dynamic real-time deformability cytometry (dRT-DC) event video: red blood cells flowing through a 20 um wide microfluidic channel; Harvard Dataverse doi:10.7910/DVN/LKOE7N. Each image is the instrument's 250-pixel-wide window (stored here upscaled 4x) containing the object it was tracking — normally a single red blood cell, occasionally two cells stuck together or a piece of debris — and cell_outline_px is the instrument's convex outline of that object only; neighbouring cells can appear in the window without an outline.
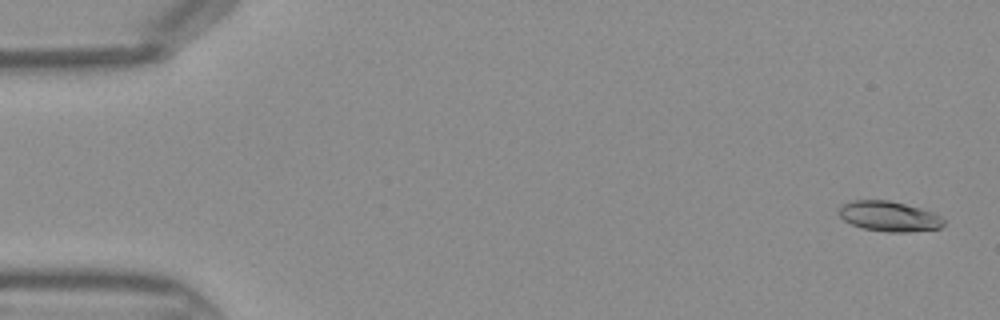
{"species": "Egyptian fruit bat (a non-hibernating species)", "species_latin": "Rousettus aegyptiacus", "temperature_condition": "warm", "stored_images_in_passage": 46, "segment_of_instrument_passage": [1, 2], "camera_frame_rate_fps": 3000, "um_per_image_px": 0.085, "frame": {"image": 1, "passage_image": 2, "time_ms": 0.333, "image_size_px": [1000, 320], "cell_outline_px": [[944, 224], [940, 228], [908, 232], [888, 232], [864, 228], [852, 224], [844, 220], [840, 216], [840, 204], [852, 200], [888, 200], [920, 208], [932, 212], [940, 216], [944, 220]], "centroid_in_image_um": [75.57, 18.38], "position_along_channel_um": 9.4, "area_um2": 18.26}}
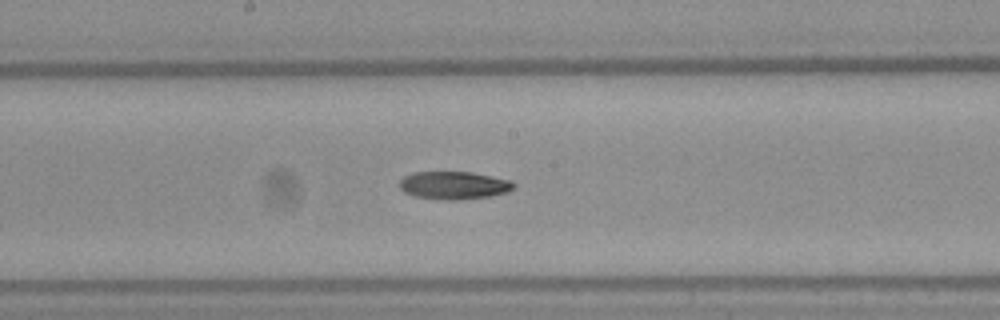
{"frame": {"image": 2, "passage_image": 24, "time_ms": 7.667, "image_size_px": [1000, 320], "cell_outline_px": [[516, 184], [508, 192], [492, 196], [456, 200], [444, 200], [416, 196], [404, 192], [400, 188], [400, 180], [404, 176], [416, 172], [472, 172], [512, 180]], "centroid_in_image_um": [38.61, 15.75], "position_along_channel_um": 209.6, "area_um2": 18.55}}
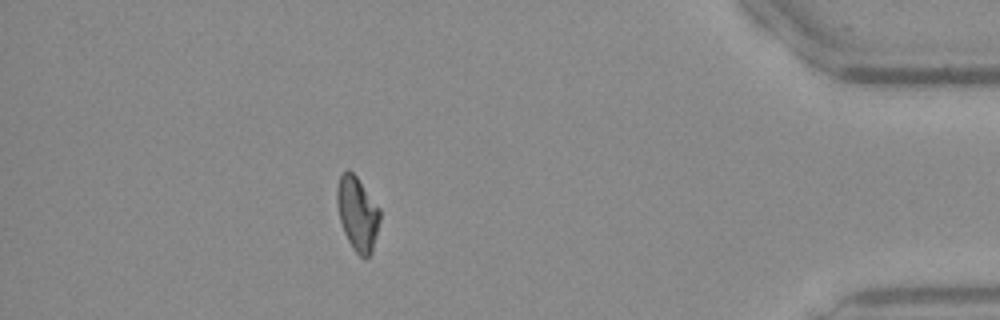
{"frame": {"image": 3, "passage_image": 40, "time_ms": 13.0, "image_size_px": [1000, 320], "cell_outline_px": [[380, 220], [372, 252], [368, 256], [360, 256], [352, 248], [344, 232], [340, 220], [336, 204], [336, 188], [340, 176], [348, 168], [356, 176], [380, 208]], "centroid_in_image_um": [30.37, 18.14], "position_along_channel_um": 404.8, "area_um2": 18.44}}